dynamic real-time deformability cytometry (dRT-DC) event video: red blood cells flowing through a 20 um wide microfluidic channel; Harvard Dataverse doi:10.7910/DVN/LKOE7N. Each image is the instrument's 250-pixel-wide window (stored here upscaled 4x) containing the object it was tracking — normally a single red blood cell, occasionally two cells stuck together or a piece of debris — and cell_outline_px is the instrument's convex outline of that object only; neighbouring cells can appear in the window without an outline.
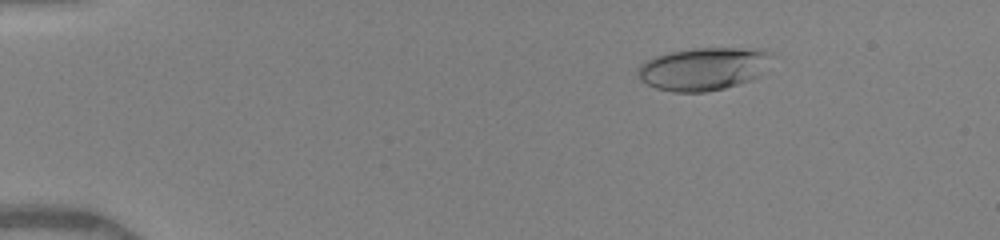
{"species": "human", "species_latin": "Homo sapiens", "temperature_condition": "warm", "stored_images_in_passage": 55, "camera_frame_rate_fps": 3000, "um_per_image_px": 0.085, "donor": {"sex": "female"}, "frame": {"image": 1, "passage_image": 9, "time_ms": 2.333, "image_size_px": [1000, 240], "cell_outline_px": [[776, 52], [760, 76], [752, 80], [740, 84], [708, 92], [672, 92], [656, 88], [640, 80], [636, 76], [636, 68], [644, 60], [652, 56], [668, 52], [692, 48], [764, 48]], "centroid_in_image_um": [59.81, 5.83], "position_along_channel_um": 25.2, "area_um2": 34.39}}
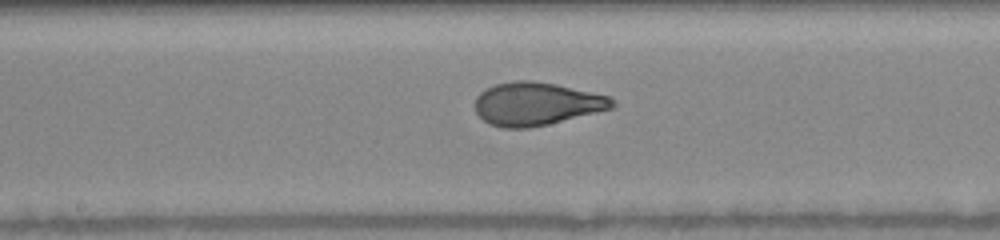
{"frame": {"image": 2, "passage_image": 31, "time_ms": 9.0, "image_size_px": [1000, 240], "cell_outline_px": [[616, 108], [548, 124], [528, 128], [504, 128], [488, 124], [476, 112], [476, 96], [480, 92], [496, 84], [512, 80], [532, 80], [556, 84], [608, 96], [616, 104]], "centroid_in_image_um": [45.61, 8.83], "position_along_channel_um": 202.6, "area_um2": 34.45}}
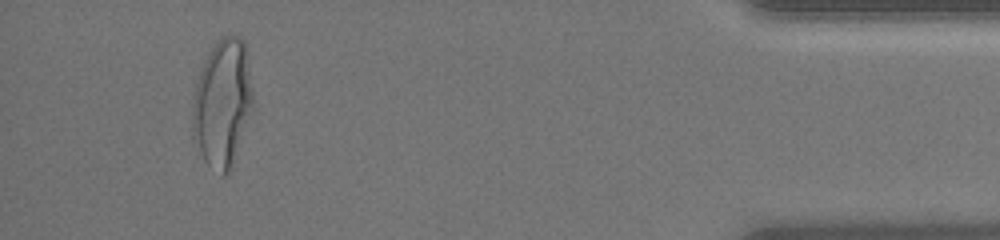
{"frame": {"image": 3, "passage_image": 51, "time_ms": 15.667, "image_size_px": [1000, 240], "cell_outline_px": [[252, 112], [232, 168], [224, 176], [220, 176], [204, 160], [192, 140], [192, 100], [196, 84], [204, 60], [208, 52], [224, 36], [240, 36], [244, 40], [248, 52], [252, 88]], "centroid_in_image_um": [18.91, 8.8], "position_along_channel_um": 416.3, "area_um2": 45.55}, "authors_computed_cell_mechanics": {"area_um2": 34.5644, "velocity_mm_per_s": 4.0245, "shape_relaxation_time_tau1_ms": 5.3911, "shape_relaxation_time_tau2_ms": 0.8095, "deformation_change_tau1": 0.2307, "deformation_change_tau2": 0.0662}}